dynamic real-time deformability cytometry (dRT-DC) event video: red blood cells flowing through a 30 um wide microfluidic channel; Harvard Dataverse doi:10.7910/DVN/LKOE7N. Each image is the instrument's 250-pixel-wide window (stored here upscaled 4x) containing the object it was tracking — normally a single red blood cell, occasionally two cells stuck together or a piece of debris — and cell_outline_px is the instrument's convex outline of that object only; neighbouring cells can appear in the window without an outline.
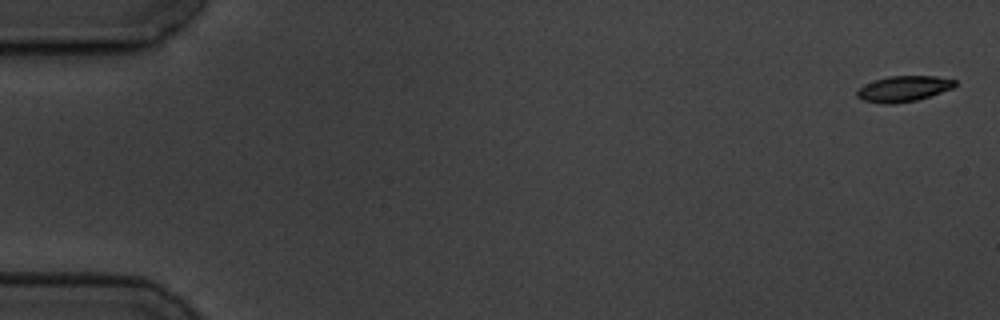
{"species": "common noctule bat (a hibernating species)", "species_latin": "Nyctalus noctula", "temperature_condition": "cold", "stored_images_in_passage": 4, "camera_frame_rate_fps": 3000, "um_per_image_px": 0.085, "animal": {"sex": "male", "body_mass_g": 19.5, "forearm_length_mm": 54.6}, "frame": {"image": 1, "passage_image": 1, "time_ms": 0.0, "image_size_px": [1000, 320], "cell_outline_px": [[956, 84], [952, 88], [916, 100], [892, 104], [884, 104], [864, 100], [856, 96], [856, 92], [864, 84], [888, 76], [936, 76], [956, 80]], "centroid_in_image_um": [76.78, 7.54], "position_along_channel_um": 8.2, "area_um2": 14.45}}